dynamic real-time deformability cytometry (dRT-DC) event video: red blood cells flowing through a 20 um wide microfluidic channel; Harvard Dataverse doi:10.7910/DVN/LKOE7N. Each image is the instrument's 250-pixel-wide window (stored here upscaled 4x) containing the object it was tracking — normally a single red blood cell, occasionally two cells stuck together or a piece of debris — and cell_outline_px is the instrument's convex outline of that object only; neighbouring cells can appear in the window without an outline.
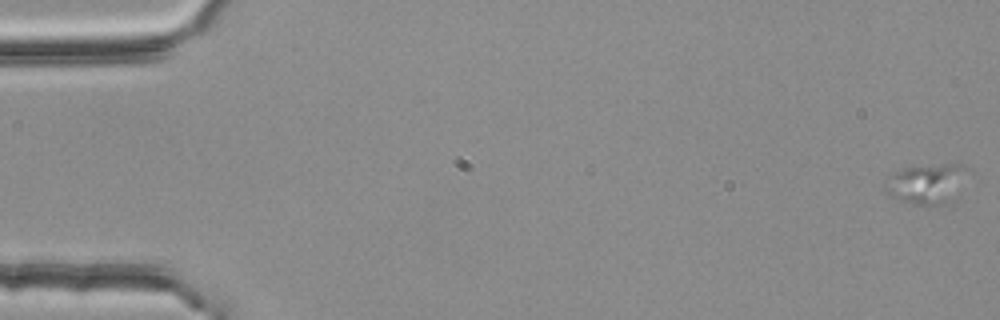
{"species": "common noctule bat (a hibernating species)", "species_latin": "Nyctalus noctula", "temperature_condition": "room temperature", "stored_images_in_passage": 55, "camera_frame_rate_fps": 3000, "um_per_image_px": 0.085, "animal": {"sex": "female", "body_mass_g": 25.1}, "frame": {"image": 1, "passage_image": 1, "time_ms": 0.0, "image_size_px": [1000, 320], "cell_outline_px": [[972, 172], [952, 200], [948, 204], [936, 208], [928, 208], [912, 204], [892, 196], [884, 192], [884, 184], [888, 176], [904, 168], [944, 164], [964, 164]], "centroid_in_image_um": [78.85, 15.66], "position_along_channel_um": 6.2, "area_um2": 20.06}}
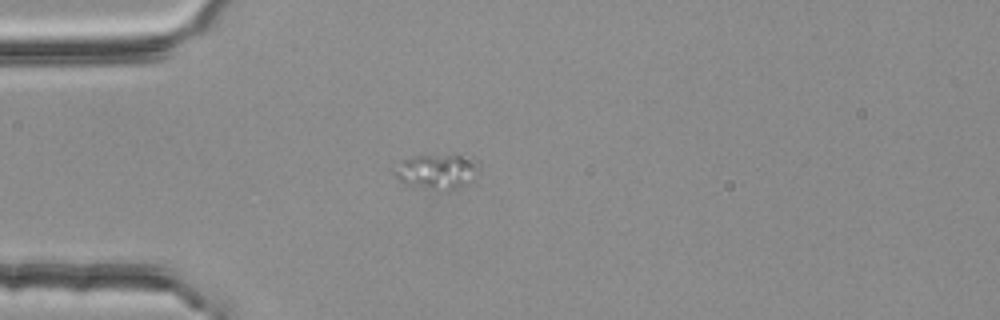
{"frame": {"image": 2, "passage_image": 16, "time_ms": 5.0, "image_size_px": [1000, 320], "cell_outline_px": [[480, 172], [468, 184], [452, 188], [424, 188], [404, 184], [392, 172], [392, 168], [400, 160], [416, 156], [452, 152], [464, 152], [472, 156], [480, 164]], "centroid_in_image_um": [37.2, 14.47], "position_along_channel_um": 47.8, "area_um2": 18.15}}